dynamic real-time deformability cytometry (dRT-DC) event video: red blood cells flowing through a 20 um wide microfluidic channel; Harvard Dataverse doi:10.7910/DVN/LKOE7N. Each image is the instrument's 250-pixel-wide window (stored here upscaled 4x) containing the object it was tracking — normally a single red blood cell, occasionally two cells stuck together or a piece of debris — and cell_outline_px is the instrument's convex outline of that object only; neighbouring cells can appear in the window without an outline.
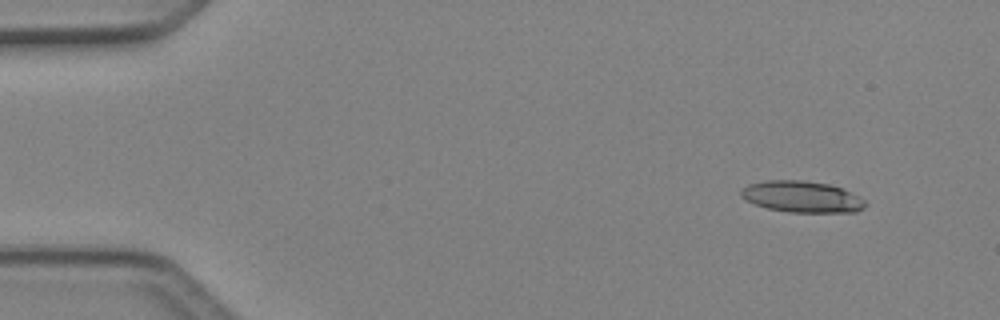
{"species": "Egyptian fruit bat (a non-hibernating species)", "species_latin": "Rousettus aegyptiacus", "temperature_condition": "cold", "stored_images_in_passage": 3, "camera_frame_rate_fps": 3000, "um_per_image_px": 0.085, "animal": {"sex": "female"}, "frame": {"image": 1, "passage_image": 1, "time_ms": 0.0, "image_size_px": [1000, 320], "cell_outline_px": [[868, 204], [864, 208], [856, 212], [788, 212], [768, 208], [744, 200], [740, 196], [740, 192], [748, 184], [764, 180], [804, 180], [828, 184], [840, 188], [860, 196]], "centroid_in_image_um": [68.16, 16.72], "position_along_channel_um": 16.8, "area_um2": 22.77}}